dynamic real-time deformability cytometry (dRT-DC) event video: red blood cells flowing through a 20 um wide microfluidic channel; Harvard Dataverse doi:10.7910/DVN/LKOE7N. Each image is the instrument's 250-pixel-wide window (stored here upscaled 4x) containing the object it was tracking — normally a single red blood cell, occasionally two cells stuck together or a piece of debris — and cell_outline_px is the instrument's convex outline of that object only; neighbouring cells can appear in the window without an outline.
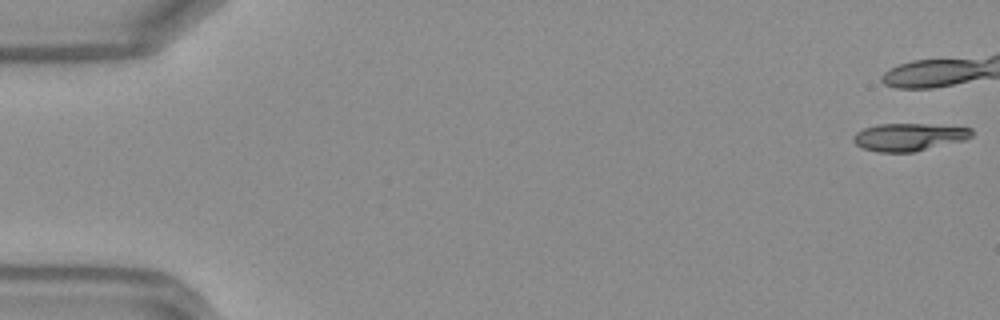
{"species": "Egyptian fruit bat (a non-hibernating species)", "species_latin": "Rousettus aegyptiacus", "temperature_condition": "warm", "stored_images_in_passage": 38, "camera_frame_rate_fps": 3000, "um_per_image_px": 0.085, "frame": {"image": 1, "passage_image": 1, "time_ms": 0.0, "image_size_px": [1000, 320], "cell_outline_px": [[972, 136], [964, 140], [912, 152], [880, 152], [864, 148], [856, 144], [852, 140], [852, 136], [856, 132], [864, 128], [876, 124], [924, 124], [972, 128]], "centroid_in_image_um": [77.22, 11.64], "position_along_channel_um": 7.8, "area_um2": 18.84}}